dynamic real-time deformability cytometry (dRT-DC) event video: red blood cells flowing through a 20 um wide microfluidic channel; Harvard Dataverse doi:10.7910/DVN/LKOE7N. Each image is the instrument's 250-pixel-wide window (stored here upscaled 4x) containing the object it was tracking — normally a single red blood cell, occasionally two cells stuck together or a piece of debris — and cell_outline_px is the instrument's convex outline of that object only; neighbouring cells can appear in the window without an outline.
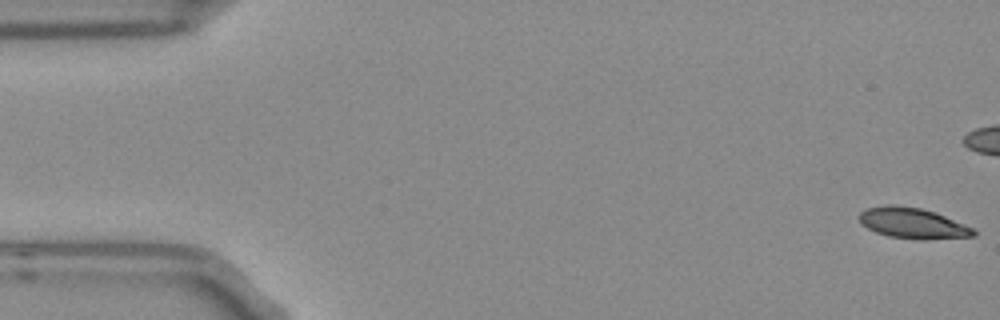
{"species": "Egyptian fruit bat (a non-hibernating species)", "species_latin": "Rousettus aegyptiacus", "temperature_condition": "room temperature", "stored_images_in_passage": 55, "camera_frame_rate_fps": 3000, "um_per_image_px": 0.085, "frame": {"image": 1, "passage_image": 1, "time_ms": 0.0, "image_size_px": [1000, 320], "cell_outline_px": [[976, 236], [924, 240], [920, 240], [888, 236], [876, 232], [868, 228], [860, 220], [860, 212], [864, 208], [888, 204], [896, 204], [920, 208], [944, 216], [976, 228]], "centroid_in_image_um": [77.61, 18.97], "position_along_channel_um": 7.4, "area_um2": 20.52}}
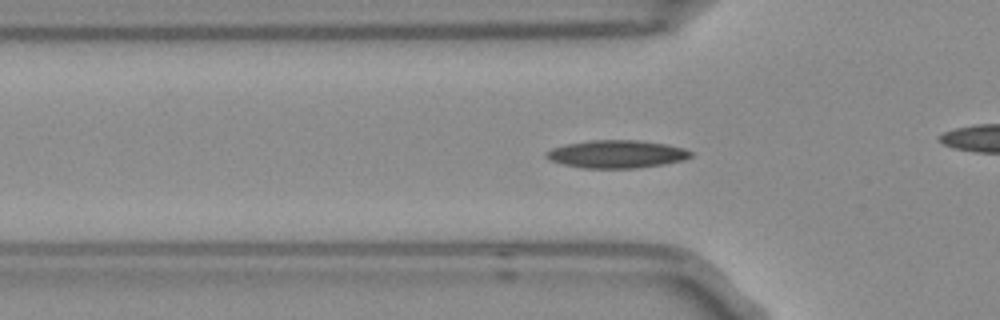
{"frame": {"image": 2, "passage_image": 17, "time_ms": 5.333, "image_size_px": [1000, 320], "cell_outline_px": [[692, 156], [684, 160], [664, 164], [636, 168], [584, 168], [564, 164], [548, 160], [544, 156], [544, 152], [552, 148], [564, 144], [592, 140], [640, 140], [668, 144], [684, 148], [692, 152]], "centroid_in_image_um": [52.41, 13.09], "position_along_channel_um": 73.4, "area_um2": 23.64}}
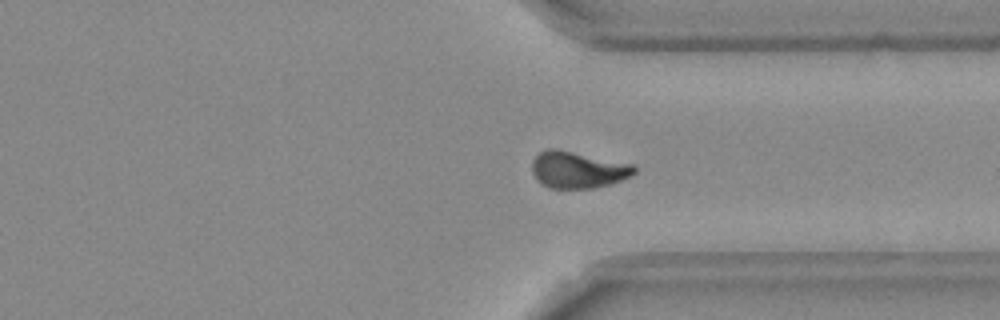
{"frame": {"image": 3, "passage_image": 40, "time_ms": 13.0, "image_size_px": [1000, 320], "cell_outline_px": [[636, 172], [632, 176], [612, 184], [592, 188], [548, 188], [540, 184], [536, 180], [532, 172], [532, 160], [540, 152], [548, 148], [556, 148], [632, 164], [636, 168]], "centroid_in_image_um": [49.1, 14.44], "position_along_channel_um": 362.3, "area_um2": 22.08}, "authors_computed_cell_mechanics": {"area_um2": 21.2704, "velocity_mm_per_s": 3.7625, "shape_relaxation_time_tau1_ms": 7.6733, "shape_relaxation_time_tau2_ms": 3.3005, "deformation_change_tau1": 0.1909, "deformation_change_tau2": 0.0918}}